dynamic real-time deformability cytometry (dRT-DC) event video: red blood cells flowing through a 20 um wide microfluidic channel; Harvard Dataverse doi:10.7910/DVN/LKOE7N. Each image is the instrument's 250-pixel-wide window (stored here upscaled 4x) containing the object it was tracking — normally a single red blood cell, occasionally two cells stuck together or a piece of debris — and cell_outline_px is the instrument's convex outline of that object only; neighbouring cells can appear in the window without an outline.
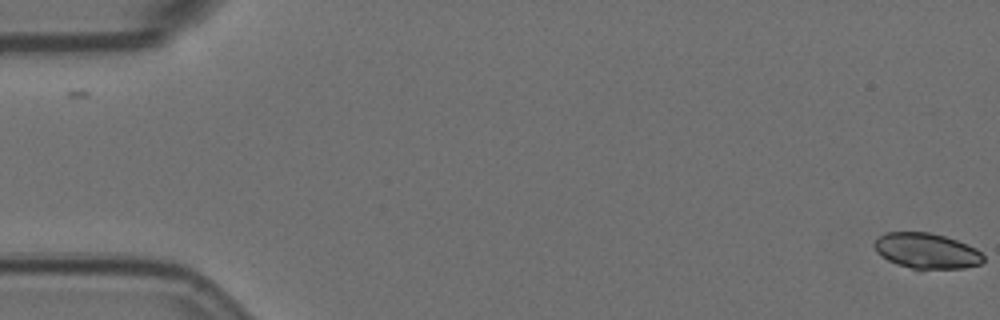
{"species": "Egyptian fruit bat (a non-hibernating species)", "species_latin": "Rousettus aegyptiacus", "temperature_condition": "room temperature", "stored_images_in_passage": 6, "segment_of_instrument_passage": [2, 2], "camera_frame_rate_fps": 3000, "um_per_image_px": 0.085, "animal": {"sex": "female"}, "frame": {"image": 1, "passage_image": 6, "time_ms": 1.667, "image_size_px": [1000, 320], "cell_outline_px": [[984, 260], [980, 264], [964, 268], [920, 272], [896, 264], [888, 260], [876, 252], [872, 244], [884, 232], [928, 232], [944, 236], [968, 244], [976, 248], [984, 256]], "centroid_in_image_um": [78.76, 21.37], "position_along_channel_um": 6.2, "area_um2": 23.29}}